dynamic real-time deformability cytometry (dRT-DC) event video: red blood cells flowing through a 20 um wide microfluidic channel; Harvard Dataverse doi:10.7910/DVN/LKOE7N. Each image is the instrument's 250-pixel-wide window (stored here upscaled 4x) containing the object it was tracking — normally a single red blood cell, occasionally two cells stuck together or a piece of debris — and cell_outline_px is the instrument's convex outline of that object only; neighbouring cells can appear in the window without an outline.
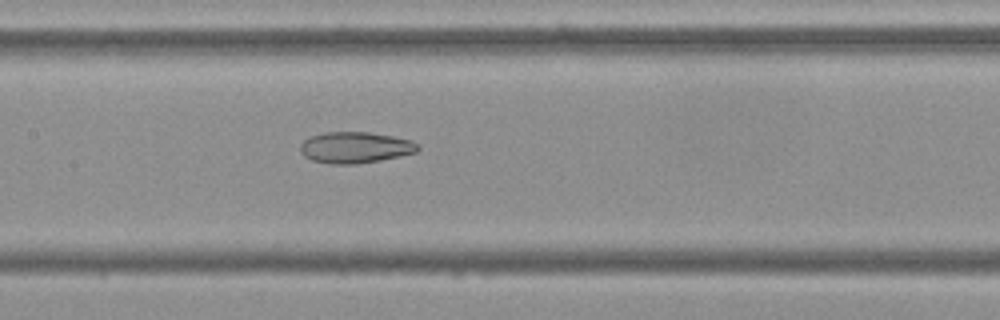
{"species": "Egyptian fruit bat (a non-hibernating species)", "species_latin": "Rousettus aegyptiacus", "temperature_condition": "cold", "stored_images_in_passage": 54, "camera_frame_rate_fps": 3000, "um_per_image_px": 0.085, "frame": {"image": 1, "passage_image": 26, "time_ms": 8.333, "image_size_px": [1000, 320], "cell_outline_px": [[420, 148], [416, 152], [400, 156], [380, 160], [356, 164], [328, 164], [312, 160], [304, 156], [300, 152], [300, 144], [308, 136], [324, 132], [368, 132], [392, 136], [412, 140], [420, 144]], "centroid_in_image_um": [30.18, 12.53], "position_along_channel_um": 177.2, "area_um2": 21.62}}
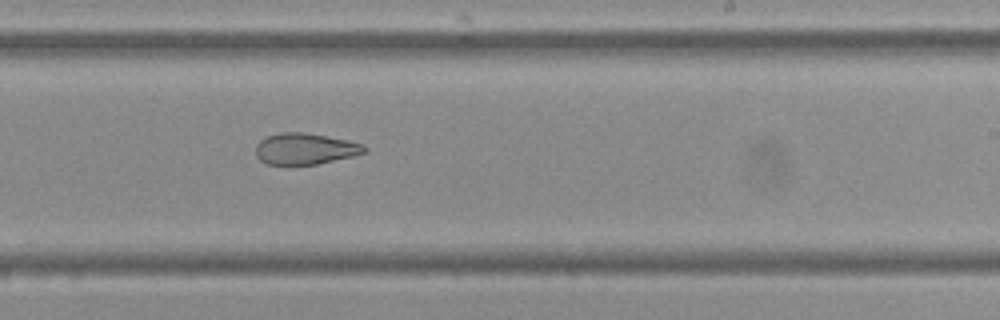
{"frame": {"image": 2, "passage_image": 33, "time_ms": 10.667, "image_size_px": [1000, 320], "cell_outline_px": [[368, 148], [364, 152], [352, 156], [316, 164], [268, 164], [260, 160], [256, 156], [256, 144], [264, 136], [280, 132], [304, 132], [364, 144]], "centroid_in_image_um": [25.88, 12.64], "position_along_channel_um": 263.1, "area_um2": 19.59}}
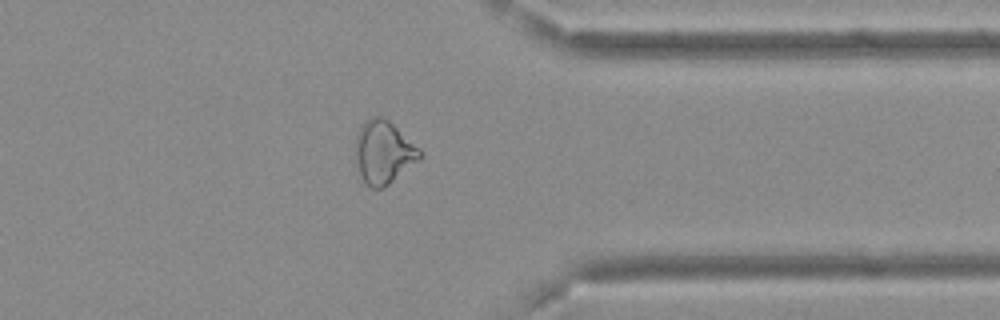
{"frame": {"image": 3, "passage_image": 43, "time_ms": 14.0, "image_size_px": [1000, 320], "cell_outline_px": [[420, 160], [384, 188], [372, 188], [364, 180], [360, 172], [356, 160], [356, 132], [360, 124], [364, 120], [372, 116], [384, 116], [420, 148]], "centroid_in_image_um": [32.6, 12.9], "position_along_channel_um": 378.8, "area_um2": 23.64}, "authors_computed_cell_mechanics": {"area_um2": 24.9696, "velocity_mm_per_s": 3.6905, "shape_relaxation_time_tau1_ms": null, "shape_relaxation_time_tau2_ms": 3.7066, "deformation_change_tau1": null, "deformation_change_tau2": 0.115}}